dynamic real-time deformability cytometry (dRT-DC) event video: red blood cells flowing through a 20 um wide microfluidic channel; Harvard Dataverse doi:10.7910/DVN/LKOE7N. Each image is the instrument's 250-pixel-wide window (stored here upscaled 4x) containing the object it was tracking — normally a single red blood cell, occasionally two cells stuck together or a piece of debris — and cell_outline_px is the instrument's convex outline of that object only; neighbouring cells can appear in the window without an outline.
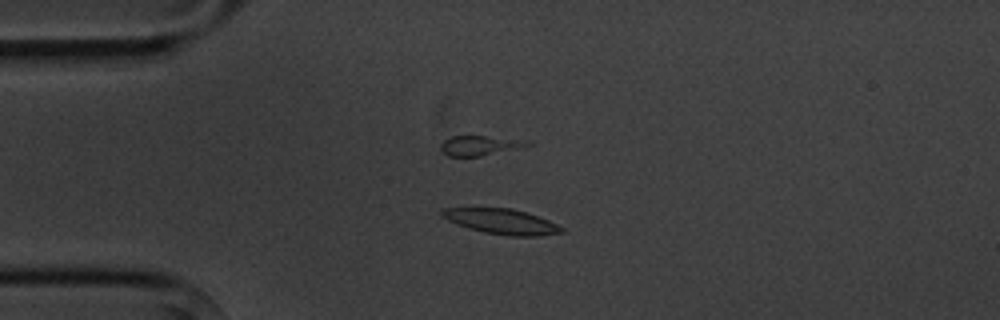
{"species": "common noctule bat (a hibernating species)", "species_latin": "Nyctalus noctula", "temperature_condition": "cold", "stored_images_in_passage": 5, "camera_frame_rate_fps": 3000, "um_per_image_px": 0.085, "animal": {"sex": "male", "body_mass_g": 20.1, "forearm_length_mm": 53.5}, "frame": {"image": 1, "passage_image": 3, "time_ms": 2.333, "image_size_px": [1000, 320], "cell_outline_px": [[564, 232], [540, 236], [508, 236], [484, 232], [468, 228], [456, 224], [440, 216], [440, 208], [512, 208], [548, 220], [564, 228]], "centroid_in_image_um": [42.6, 18.83], "position_along_channel_um": 42.4, "area_um2": 17.57}}